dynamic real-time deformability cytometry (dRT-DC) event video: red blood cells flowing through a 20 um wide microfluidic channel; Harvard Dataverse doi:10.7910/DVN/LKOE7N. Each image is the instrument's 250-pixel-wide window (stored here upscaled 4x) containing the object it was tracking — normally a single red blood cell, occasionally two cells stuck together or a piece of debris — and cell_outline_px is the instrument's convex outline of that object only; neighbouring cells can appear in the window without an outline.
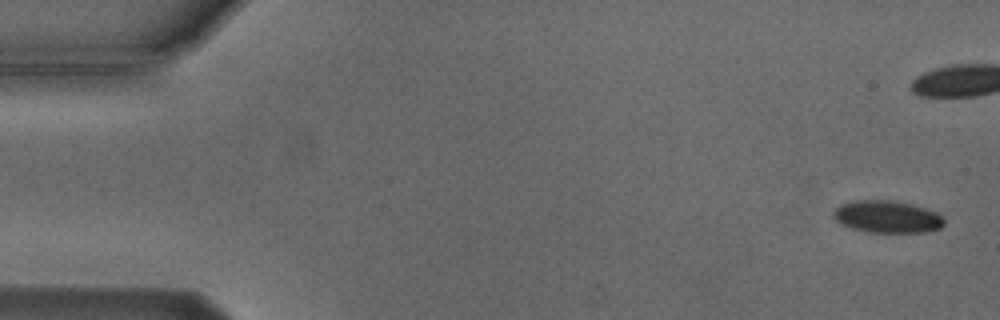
{"species": "Egyptian fruit bat (a non-hibernating species)", "species_latin": "Rousettus aegyptiacus", "temperature_condition": "cold", "stored_images_in_passage": 6, "camera_frame_rate_fps": 3000, "um_per_image_px": 0.085, "animal": {"sex": "male"}, "frame": {"image": 1, "passage_image": 1, "time_ms": 0.0, "image_size_px": [1000, 320], "cell_outline_px": [[944, 224], [940, 228], [924, 232], [868, 232], [852, 228], [836, 220], [832, 216], [832, 212], [840, 204], [856, 200], [892, 200], [912, 204], [936, 212], [944, 220]], "centroid_in_image_um": [75.39, 18.41], "position_along_channel_um": 9.6, "area_um2": 20.63}}